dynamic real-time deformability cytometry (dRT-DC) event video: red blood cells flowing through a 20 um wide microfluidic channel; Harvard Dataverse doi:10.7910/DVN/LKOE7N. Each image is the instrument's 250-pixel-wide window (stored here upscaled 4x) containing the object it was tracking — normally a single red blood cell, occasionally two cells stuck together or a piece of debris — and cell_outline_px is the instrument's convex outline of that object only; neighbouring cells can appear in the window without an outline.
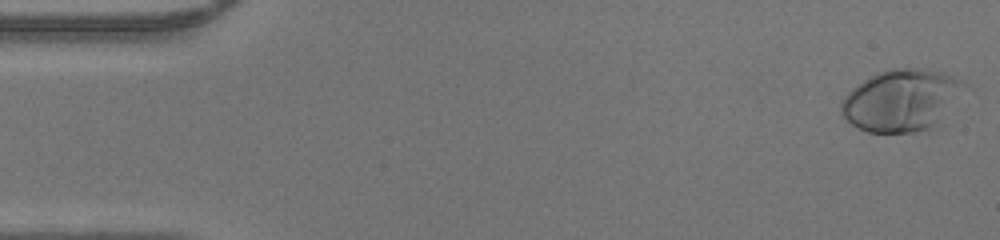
{"species": "human", "species_latin": "Homo sapiens", "temperature_condition": "warm", "stored_images_in_passage": 47, "camera_frame_rate_fps": 3000, "um_per_image_px": 0.085, "donor": {"sex": "male"}, "frame": {"image": 1, "passage_image": 1, "time_ms": 0.0, "image_size_px": [1000, 240], "cell_outline_px": [[968, 84], [936, 124], [932, 128], [912, 132], [868, 132], [856, 128], [840, 112], [840, 104], [844, 96], [852, 88], [864, 80], [888, 68], [928, 68], [944, 72], [964, 80]], "centroid_in_image_um": [76.61, 8.5], "position_along_channel_um": 8.4, "area_um2": 44.16}}
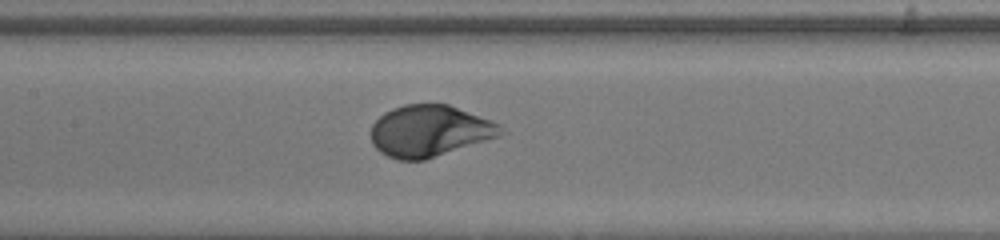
{"frame": {"image": 2, "passage_image": 22, "time_ms": 7.0, "image_size_px": [1000, 240], "cell_outline_px": [[508, 132], [500, 136], [424, 160], [396, 160], [380, 152], [372, 144], [368, 132], [372, 124], [384, 112], [392, 108], [404, 104], [448, 104], [492, 120], [500, 124]], "centroid_in_image_um": [36.5, 11.13], "position_along_channel_um": 170.9, "area_um2": 39.36}}
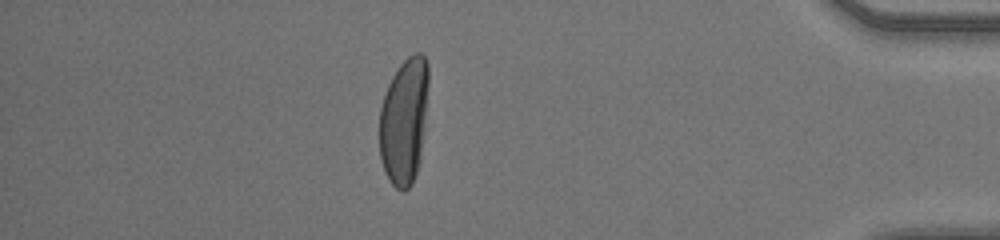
{"frame": {"image": 3, "passage_image": 41, "time_ms": 13.333, "image_size_px": [1000, 240], "cell_outline_px": [[428, 84], [420, 160], [412, 184], [404, 192], [400, 192], [392, 184], [384, 172], [380, 160], [380, 108], [388, 84], [392, 76], [400, 64], [412, 52], [420, 52], [424, 56], [428, 64]], "centroid_in_image_um": [34.34, 10.28], "position_along_channel_um": 400.9, "area_um2": 36.13}}